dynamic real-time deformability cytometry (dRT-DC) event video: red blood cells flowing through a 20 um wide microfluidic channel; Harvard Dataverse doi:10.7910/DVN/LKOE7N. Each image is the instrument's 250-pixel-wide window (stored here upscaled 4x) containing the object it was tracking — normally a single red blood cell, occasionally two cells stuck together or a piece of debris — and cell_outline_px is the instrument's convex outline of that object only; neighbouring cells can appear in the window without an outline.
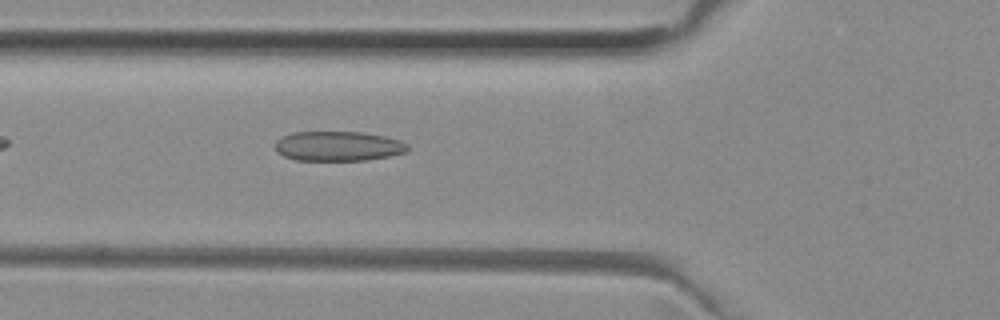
{"species": "common noctule bat (a hibernating species)", "species_latin": "Nyctalus noctula", "temperature_condition": "room temperature", "stored_images_in_passage": 30, "camera_frame_rate_fps": 3000, "um_per_image_px": 0.085, "animal": {"sex": "female", "body_mass_g": 29.2, "forearm_length_mm": 56.3}, "frame": {"image": 1, "passage_image": 3, "time_ms": 0.667, "image_size_px": [1000, 320], "cell_outline_px": [[408, 148], [404, 152], [388, 156], [364, 160], [296, 160], [284, 156], [276, 152], [276, 140], [292, 132], [364, 132], [384, 136], [400, 140], [408, 144]], "centroid_in_image_um": [28.73, 12.41], "position_along_channel_um": 97.1, "area_um2": 22.83}}
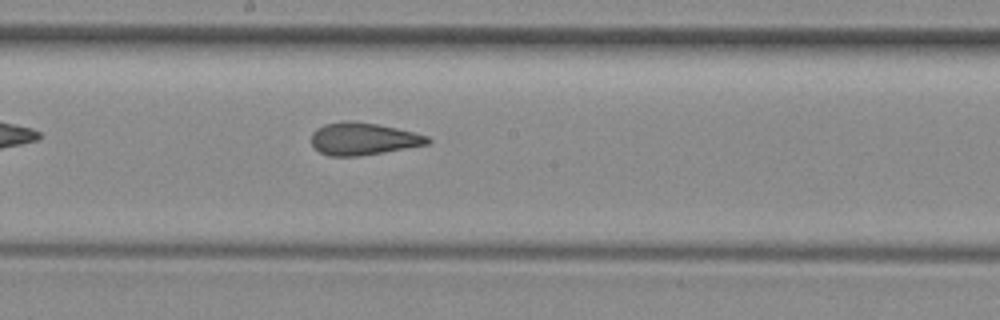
{"frame": {"image": 2, "passage_image": 12, "time_ms": 3.667, "image_size_px": [1000, 320], "cell_outline_px": [[432, 140], [428, 144], [384, 152], [360, 156], [328, 156], [320, 152], [312, 144], [312, 132], [316, 128], [324, 124], [344, 120], [352, 120], [376, 124], [396, 128], [428, 136]], "centroid_in_image_um": [30.85, 11.79], "position_along_channel_um": 217.4, "area_um2": 21.91}}
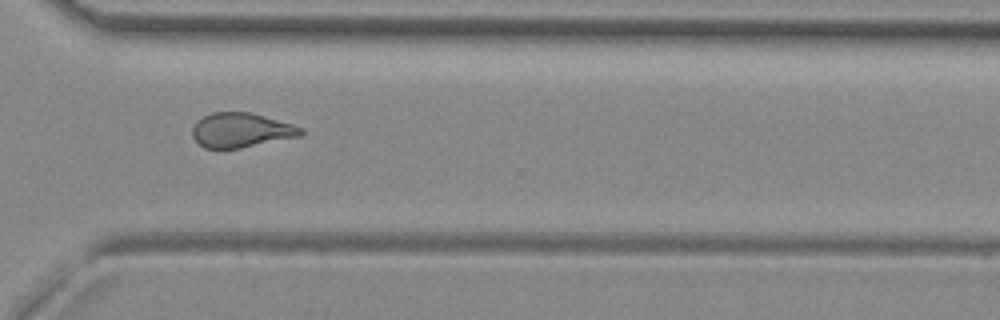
{"frame": {"image": 3, "passage_image": 22, "time_ms": 7.0, "image_size_px": [1000, 320], "cell_outline_px": [[304, 136], [240, 148], [204, 148], [192, 136], [192, 128], [196, 120], [212, 112], [252, 112], [292, 124], [304, 128]], "centroid_in_image_um": [20.53, 11.06], "position_along_channel_um": 350.1, "area_um2": 22.08}}